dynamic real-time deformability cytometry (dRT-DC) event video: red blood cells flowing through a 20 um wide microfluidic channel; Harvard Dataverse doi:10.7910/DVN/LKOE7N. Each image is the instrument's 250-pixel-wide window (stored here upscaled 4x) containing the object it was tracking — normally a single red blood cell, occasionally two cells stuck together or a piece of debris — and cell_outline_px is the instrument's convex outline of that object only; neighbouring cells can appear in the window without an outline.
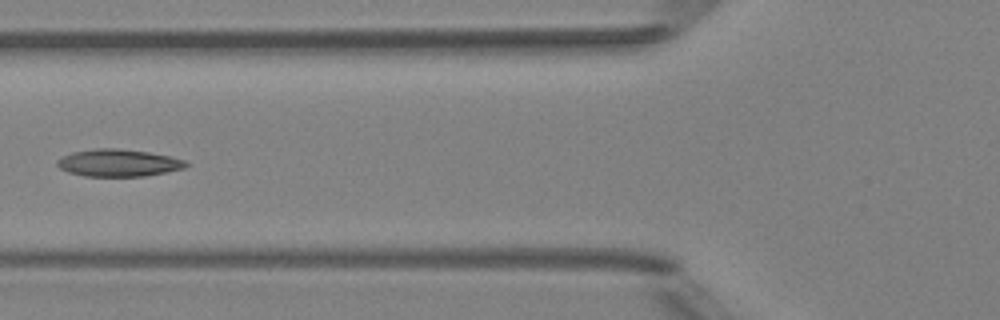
{"species": "Egyptian fruit bat (a non-hibernating species)", "species_latin": "Rousettus aegyptiacus", "temperature_condition": "room temperature", "stored_images_in_passage": 6, "camera_frame_rate_fps": 3000, "um_per_image_px": 0.085, "animal": {"sex": "female"}, "frame": {"image": 1, "passage_image": 5, "time_ms": 4.667, "image_size_px": [1000, 320], "cell_outline_px": [[188, 164], [184, 168], [144, 176], [84, 176], [68, 172], [60, 168], [56, 164], [56, 160], [72, 152], [96, 148], [116, 148], [148, 152], [168, 156], [184, 160]], "centroid_in_image_um": [10.02, 13.84], "position_along_channel_um": 115.8, "area_um2": 20.23}}
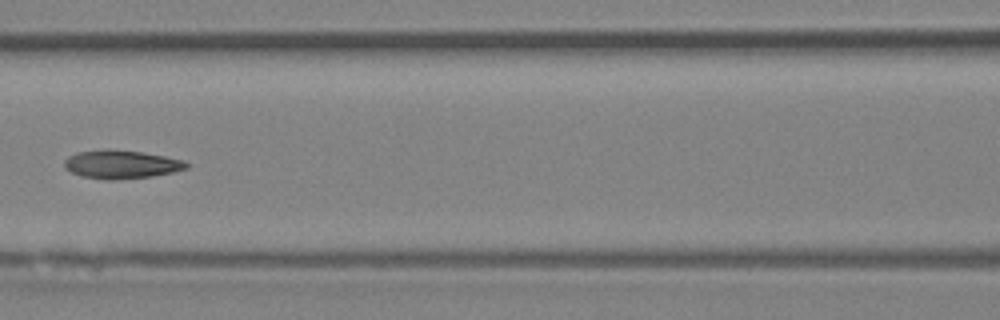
{"frame": {"image": 2, "passage_image": 6, "time_ms": 5.667, "image_size_px": [1000, 320], "cell_outline_px": [[188, 168], [172, 172], [152, 176], [116, 180], [108, 180], [84, 176], [72, 172], [64, 168], [64, 160], [68, 156], [76, 152], [140, 152], [164, 156], [180, 160], [188, 164]], "centroid_in_image_um": [10.3, 14.02], "position_along_channel_um": 156.3, "area_um2": 19.19}}